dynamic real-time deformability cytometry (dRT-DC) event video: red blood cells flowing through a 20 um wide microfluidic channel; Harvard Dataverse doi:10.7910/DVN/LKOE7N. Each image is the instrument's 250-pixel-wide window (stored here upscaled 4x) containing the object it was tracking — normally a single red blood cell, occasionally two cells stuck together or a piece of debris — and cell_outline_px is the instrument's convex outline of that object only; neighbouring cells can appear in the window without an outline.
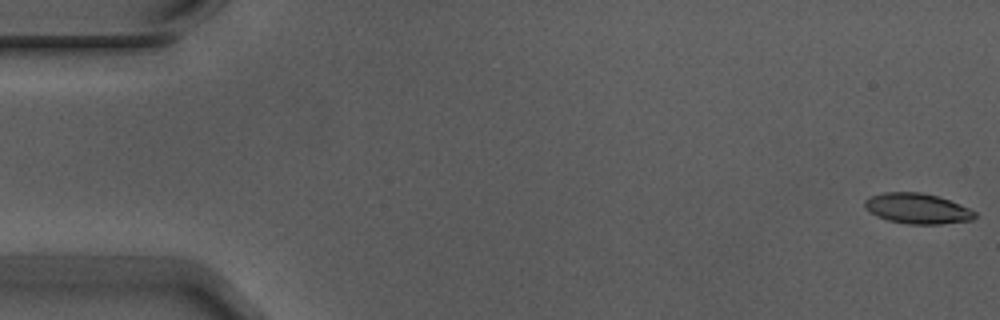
{"species": "Egyptian fruit bat (a non-hibernating species)", "species_latin": "Rousettus aegyptiacus", "temperature_condition": "warm", "stored_images_in_passage": 6, "camera_frame_rate_fps": 3000, "um_per_image_px": 0.085, "animal": {"sex": "male"}, "frame": {"image": 1, "passage_image": 1, "time_ms": 0.0, "image_size_px": [1000, 320], "cell_outline_px": [[976, 216], [972, 220], [940, 224], [908, 224], [888, 220], [876, 216], [864, 208], [864, 200], [872, 196], [884, 192], [920, 192], [936, 196], [960, 204], [976, 212]], "centroid_in_image_um": [77.95, 17.73], "position_along_channel_um": 7.0, "area_um2": 19.42}}
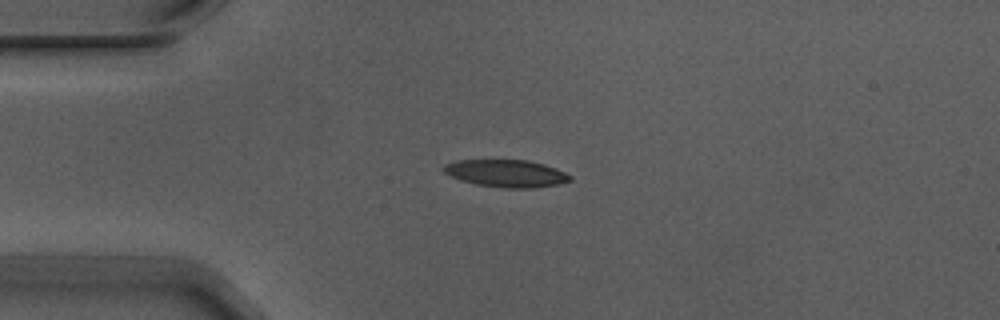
{"frame": {"image": 2, "passage_image": 4, "time_ms": 1.0, "image_size_px": [1000, 320], "cell_outline_px": [[572, 180], [556, 184], [532, 188], [504, 188], [476, 184], [460, 180], [444, 172], [440, 168], [444, 164], [456, 160], [524, 160], [544, 164], [556, 168], [572, 176]], "centroid_in_image_um": [43.0, 14.73], "position_along_channel_um": 42.0, "area_um2": 20.11}}